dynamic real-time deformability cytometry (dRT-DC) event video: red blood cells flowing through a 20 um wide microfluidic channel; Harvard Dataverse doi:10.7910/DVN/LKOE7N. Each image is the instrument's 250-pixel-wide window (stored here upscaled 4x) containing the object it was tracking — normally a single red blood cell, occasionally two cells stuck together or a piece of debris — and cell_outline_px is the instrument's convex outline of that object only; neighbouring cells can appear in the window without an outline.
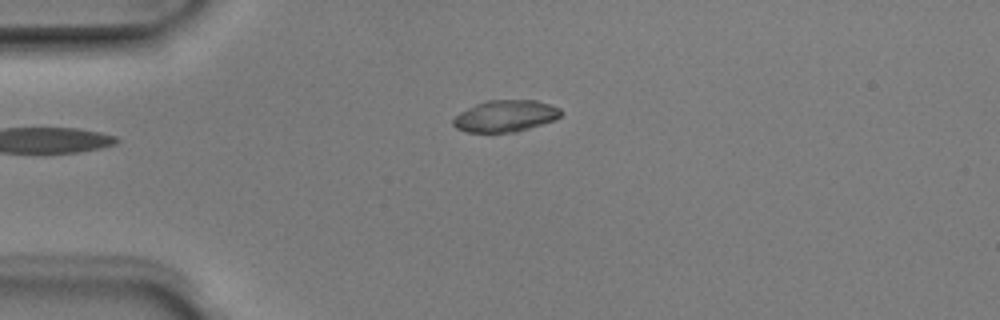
{"species": "Egyptian fruit bat (a non-hibernating species)", "species_latin": "Rousettus aegyptiacus", "temperature_condition": "room temperature", "stored_images_in_passage": 2, "camera_frame_rate_fps": 3000, "um_per_image_px": 0.085, "animal": {"sex": "male"}, "frame": {"image": 1, "passage_image": 2, "time_ms": 0.333, "image_size_px": [1000, 320], "cell_outline_px": [[564, 112], [556, 120], [516, 132], [468, 132], [456, 128], [452, 124], [452, 120], [460, 112], [476, 104], [488, 100], [536, 100], [560, 108]], "centroid_in_image_um": [42.99, 9.86], "position_along_channel_um": 42.0, "area_um2": 19.88}}